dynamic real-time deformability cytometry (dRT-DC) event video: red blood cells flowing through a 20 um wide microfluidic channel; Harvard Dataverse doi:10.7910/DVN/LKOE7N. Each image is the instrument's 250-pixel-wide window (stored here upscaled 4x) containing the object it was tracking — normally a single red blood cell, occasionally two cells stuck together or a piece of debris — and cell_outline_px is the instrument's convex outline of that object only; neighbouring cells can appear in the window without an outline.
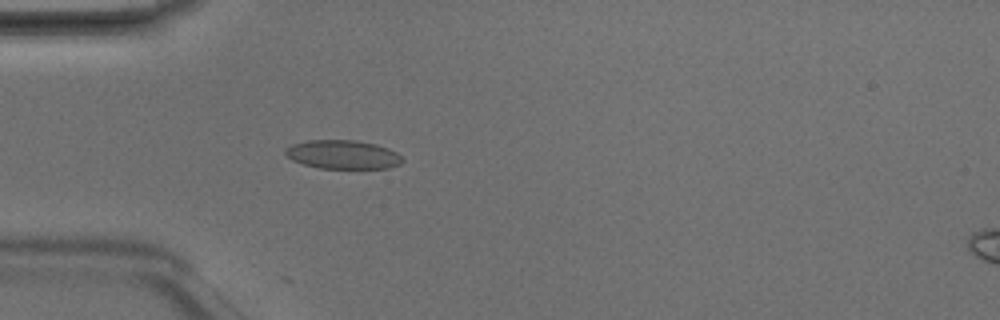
{"species": "Egyptian fruit bat (a non-hibernating species)", "species_latin": "Rousettus aegyptiacus", "temperature_condition": "room temperature", "stored_images_in_passage": 5, "camera_frame_rate_fps": 3000, "um_per_image_px": 0.085, "animal": {"sex": "male"}, "frame": {"image": 1, "passage_image": 5, "time_ms": 1.333, "image_size_px": [1000, 320], "cell_outline_px": [[404, 160], [400, 164], [388, 168], [320, 168], [304, 164], [292, 160], [284, 152], [284, 148], [292, 144], [308, 140], [352, 140], [376, 144], [388, 148], [396, 152]], "centroid_in_image_um": [29.13, 13.13], "position_along_channel_um": 55.9, "area_um2": 19.54}}